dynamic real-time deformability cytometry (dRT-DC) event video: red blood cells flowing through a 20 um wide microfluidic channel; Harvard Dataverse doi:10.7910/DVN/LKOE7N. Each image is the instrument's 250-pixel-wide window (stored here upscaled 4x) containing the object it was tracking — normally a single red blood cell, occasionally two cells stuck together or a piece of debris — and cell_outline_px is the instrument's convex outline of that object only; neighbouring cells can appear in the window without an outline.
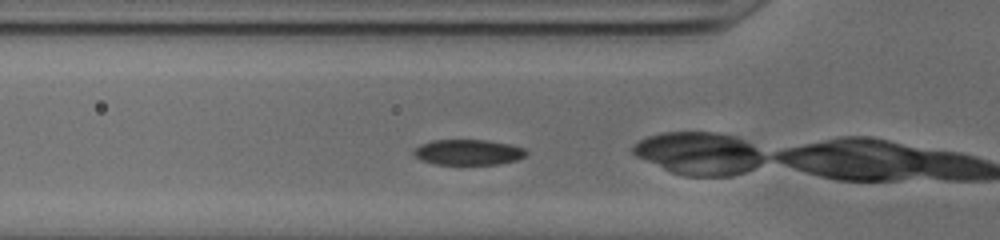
{"species": "common noctule bat (a hibernating species)", "species_latin": "Nyctalus noctula", "temperature_condition": "cold", "stored_images_in_passage": 15, "camera_frame_rate_fps": 3000, "um_per_image_px": 0.085, "animal": {"sex": "male", "body_mass_g": 20.0, "forearm_length_mm": 53.3}, "frame": {"image": 1, "passage_image": 7, "time_ms": 2.0, "image_size_px": [1000, 240], "cell_outline_px": [[528, 152], [524, 156], [516, 160], [500, 164], [432, 164], [420, 160], [412, 152], [420, 144], [432, 140], [488, 140], [508, 144], [524, 148]], "centroid_in_image_um": [39.77, 12.94], "position_along_channel_um": 86.0, "area_um2": 16.7}}